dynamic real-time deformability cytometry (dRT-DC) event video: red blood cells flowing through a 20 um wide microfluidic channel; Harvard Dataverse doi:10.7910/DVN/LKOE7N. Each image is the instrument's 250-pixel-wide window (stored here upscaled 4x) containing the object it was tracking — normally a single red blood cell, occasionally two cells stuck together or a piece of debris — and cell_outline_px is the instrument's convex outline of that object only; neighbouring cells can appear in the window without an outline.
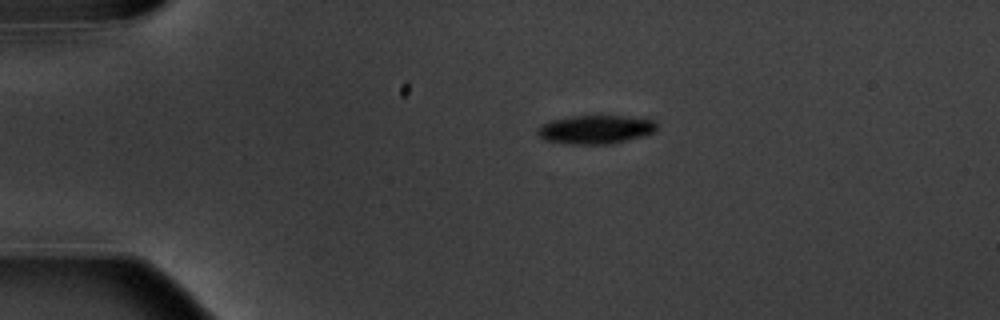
{"species": "common noctule bat (a hibernating species)", "species_latin": "Nyctalus noctula", "temperature_condition": "warm", "stored_images_in_passage": 8, "camera_frame_rate_fps": 3000, "um_per_image_px": 0.085, "animal": {"sex": "male", "body_mass_g": 20.1, "forearm_length_mm": 53.5}, "frame": {"image": 1, "passage_image": 1, "time_ms": 0.0, "image_size_px": [1000, 320], "cell_outline_px": [[656, 128], [652, 132], [640, 136], [608, 144], [572, 144], [544, 140], [536, 132], [540, 124], [552, 120], [572, 116], [620, 116], [656, 120]], "centroid_in_image_um": [50.56, 11.0], "position_along_channel_um": 34.4, "area_um2": 19.54}}
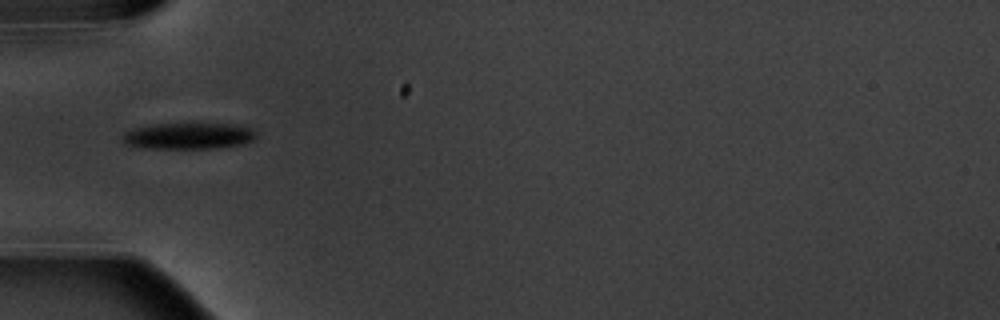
{"frame": {"image": 2, "passage_image": 3, "time_ms": 2.333, "image_size_px": [1000, 320], "cell_outline_px": [[256, 140], [244, 144], [224, 148], [140, 148], [124, 144], [124, 132], [136, 128], [156, 124], [232, 124], [252, 128], [256, 132]], "centroid_in_image_um": [16.1, 11.57], "position_along_channel_um": 68.9, "area_um2": 20.58}}